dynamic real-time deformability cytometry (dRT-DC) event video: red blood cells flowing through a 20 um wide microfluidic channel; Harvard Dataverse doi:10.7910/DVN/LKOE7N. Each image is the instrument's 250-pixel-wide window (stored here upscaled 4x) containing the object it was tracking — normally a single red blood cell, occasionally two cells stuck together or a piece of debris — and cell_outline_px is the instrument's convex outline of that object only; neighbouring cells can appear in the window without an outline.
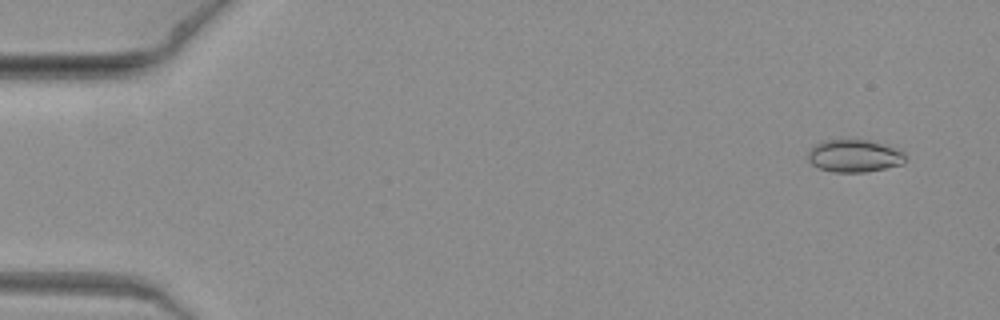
{"species": "common noctule bat (a hibernating species)", "species_latin": "Nyctalus noctula", "temperature_condition": "warm", "stored_images_in_passage": 9, "camera_frame_rate_fps": 3000, "um_per_image_px": 0.085, "animal": {"sex": "female", "body_mass_g": 19.3, "forearm_length_mm": 54.1}, "frame": {"image": 1, "passage_image": 2, "time_ms": 0.333, "image_size_px": [1000, 320], "cell_outline_px": [[904, 164], [868, 172], [832, 172], [820, 168], [812, 164], [808, 160], [808, 152], [812, 144], [824, 140], [868, 140], [884, 144], [904, 152]], "centroid_in_image_um": [72.59, 13.25], "position_along_channel_um": 12.4, "area_um2": 18.55}}
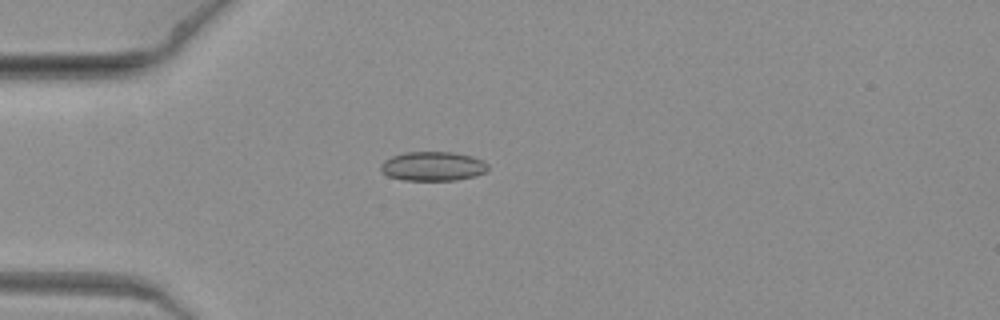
{"frame": {"image": 2, "passage_image": 7, "time_ms": 2.0, "image_size_px": [1000, 320], "cell_outline_px": [[488, 168], [484, 172], [472, 176], [456, 180], [404, 180], [388, 176], [380, 172], [380, 164], [384, 160], [392, 156], [404, 152], [452, 152], [472, 156], [488, 164]], "centroid_in_image_um": [36.73, 14.13], "position_along_channel_um": 48.3, "area_um2": 18.21}}
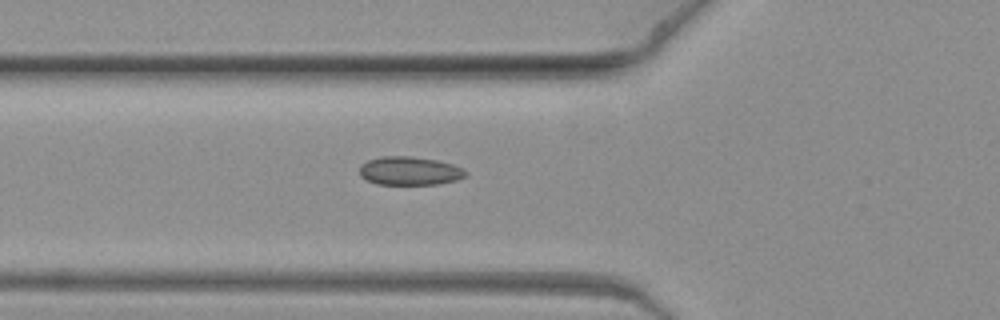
{"frame": {"image": 3, "passage_image": 9, "time_ms": 2.667, "image_size_px": [1000, 320], "cell_outline_px": [[468, 172], [464, 176], [456, 180], [440, 184], [376, 184], [360, 176], [360, 164], [368, 160], [380, 156], [412, 156], [436, 160], [452, 164]], "centroid_in_image_um": [34.79, 14.52], "position_along_channel_um": 91.0, "area_um2": 17.57}}